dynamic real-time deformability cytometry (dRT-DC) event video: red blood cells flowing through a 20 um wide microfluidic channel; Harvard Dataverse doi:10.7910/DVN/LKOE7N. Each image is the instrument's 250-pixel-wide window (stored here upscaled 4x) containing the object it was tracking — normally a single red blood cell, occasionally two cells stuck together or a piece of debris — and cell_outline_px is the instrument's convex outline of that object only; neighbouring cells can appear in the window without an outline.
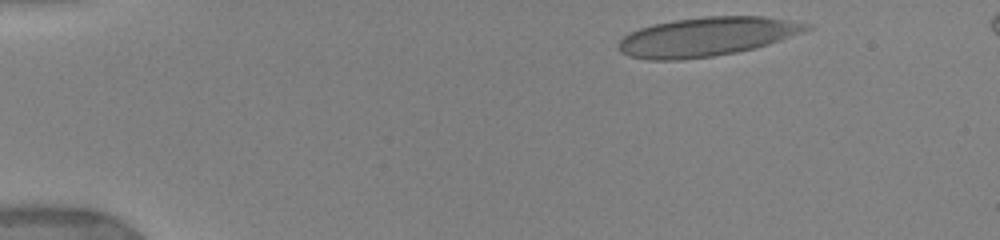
{"species": "human", "species_latin": "Homo sapiens", "temperature_condition": "warm", "stored_images_in_passage": 51, "camera_frame_rate_fps": 3000, "um_per_image_px": 0.085, "donor": {"sex": "female"}, "frame": {"image": 1, "passage_image": 1, "time_ms": 0.0, "image_size_px": [1000, 240], "cell_outline_px": [[816, 28], [756, 48], [736, 52], [712, 56], [680, 60], [648, 60], [628, 56], [620, 52], [620, 40], [628, 32], [652, 24], [676, 20], [704, 16], [764, 16], [812, 24]], "centroid_in_image_um": [60.1, 3.12], "position_along_channel_um": 24.9, "area_um2": 42.83}}
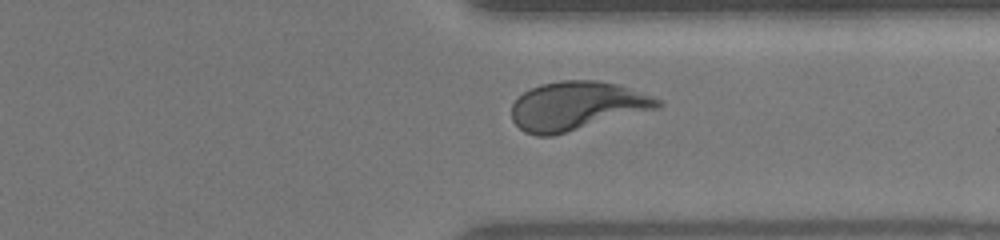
{"frame": {"image": 2, "passage_image": 37, "time_ms": 11.0, "image_size_px": [1000, 240], "cell_outline_px": [[664, 104], [660, 108], [552, 136], [536, 136], [524, 132], [512, 120], [512, 104], [524, 92], [540, 84], [560, 80], [596, 80], [620, 84], [664, 100]], "centroid_in_image_um": [49.08, 9.0], "position_along_channel_um": 362.3, "area_um2": 41.73}}
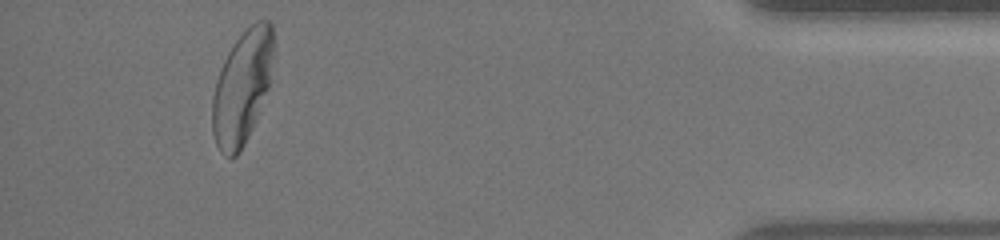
{"frame": {"image": 3, "passage_image": 47, "time_ms": 13.667, "image_size_px": [1000, 240], "cell_outline_px": [[272, 56], [268, 88], [256, 120], [240, 152], [236, 156], [224, 156], [220, 152], [216, 144], [212, 132], [212, 96], [216, 80], [224, 60], [228, 52], [236, 40], [256, 20], [268, 20], [272, 24]], "centroid_in_image_um": [20.55, 7.45], "position_along_channel_um": 414.6, "area_um2": 39.94}, "authors_computed_cell_mechanics": {"area_um2": 40.6334, "velocity_mm_per_s": 3.8786, "shape_relaxation_time_tau1_ms": 5.4253, "shape_relaxation_time_tau2_ms": null, "deformation_change_tau1": 0.2369, "deformation_change_tau2": null}}